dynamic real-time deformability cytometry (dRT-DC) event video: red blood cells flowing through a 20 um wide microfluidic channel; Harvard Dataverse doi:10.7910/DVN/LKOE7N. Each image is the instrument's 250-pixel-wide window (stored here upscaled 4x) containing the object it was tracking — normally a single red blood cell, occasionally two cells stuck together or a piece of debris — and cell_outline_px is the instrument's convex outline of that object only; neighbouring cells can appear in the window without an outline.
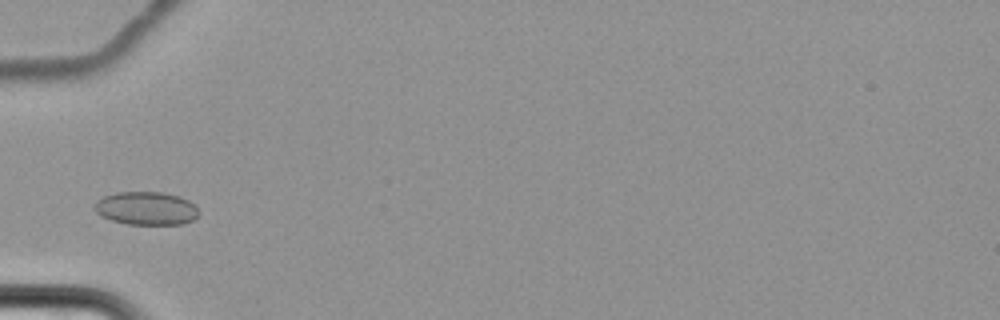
{"species": "common noctule bat (a hibernating species)", "species_latin": "Nyctalus noctula", "temperature_condition": "cold", "stored_images_in_passage": 6, "camera_frame_rate_fps": 3000, "um_per_image_px": 0.085, "animal": {"sex": "female", "body_mass_g": 22.7, "forearm_length_mm": 54.2}, "frame": {"image": 1, "passage_image": 3, "time_ms": 2.333, "image_size_px": [1000, 320], "cell_outline_px": [[200, 212], [192, 220], [184, 224], [128, 224], [112, 220], [100, 216], [96, 212], [96, 200], [104, 196], [116, 192], [164, 192], [180, 196], [188, 200]], "centroid_in_image_um": [12.43, 17.7], "position_along_channel_um": 72.6, "area_um2": 20.11}}
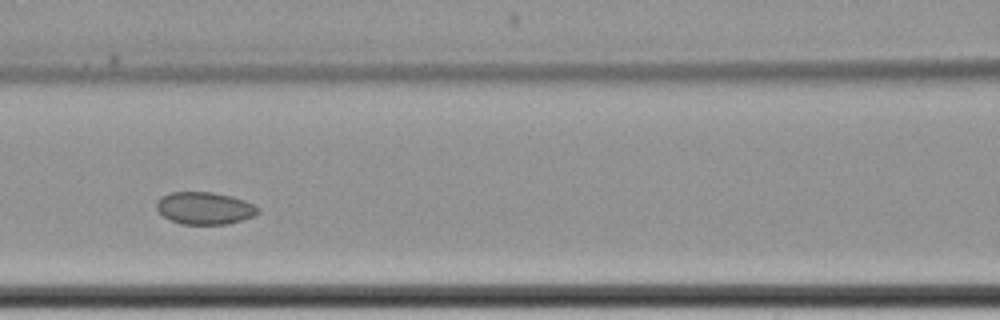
{"frame": {"image": 2, "passage_image": 5, "time_ms": 4.667, "image_size_px": [1000, 320], "cell_outline_px": [[260, 212], [256, 216], [228, 224], [180, 224], [164, 216], [156, 208], [156, 204], [160, 196], [168, 192], [212, 192], [232, 196], [244, 200], [260, 208]], "centroid_in_image_um": [17.41, 17.69], "position_along_channel_um": 149.2, "area_um2": 19.25}}
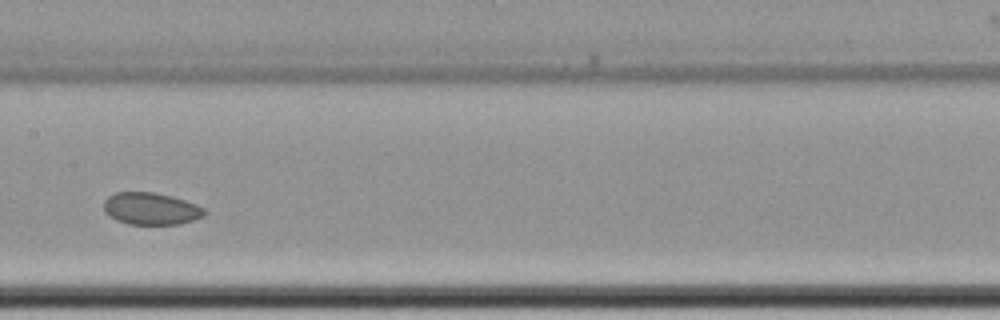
{"frame": {"image": 3, "passage_image": 6, "time_ms": 6.0, "image_size_px": [1000, 320], "cell_outline_px": [[208, 212], [204, 216], [192, 220], [176, 224], [128, 224], [116, 220], [108, 216], [104, 212], [104, 200], [108, 196], [116, 192], [152, 192], [172, 196], [196, 204], [204, 208]], "centroid_in_image_um": [12.81, 17.73], "position_along_channel_um": 194.6, "area_um2": 18.9}}